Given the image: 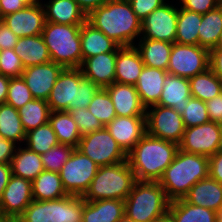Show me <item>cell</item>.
I'll return each mask as SVG.
<instances>
[{"mask_svg":"<svg viewBox=\"0 0 222 222\" xmlns=\"http://www.w3.org/2000/svg\"><path fill=\"white\" fill-rule=\"evenodd\" d=\"M178 150L179 145L145 133L127 154V161L137 181H159Z\"/></svg>","mask_w":222,"mask_h":222,"instance_id":"6da1fadb","label":"cell"},{"mask_svg":"<svg viewBox=\"0 0 222 222\" xmlns=\"http://www.w3.org/2000/svg\"><path fill=\"white\" fill-rule=\"evenodd\" d=\"M87 22L120 46H134L135 38L141 36V21L130 2H106L87 15Z\"/></svg>","mask_w":222,"mask_h":222,"instance_id":"7a4b0ae2","label":"cell"},{"mask_svg":"<svg viewBox=\"0 0 222 222\" xmlns=\"http://www.w3.org/2000/svg\"><path fill=\"white\" fill-rule=\"evenodd\" d=\"M209 176V158L178 150L158 183L170 201L183 198L198 181Z\"/></svg>","mask_w":222,"mask_h":222,"instance_id":"3957f363","label":"cell"},{"mask_svg":"<svg viewBox=\"0 0 222 222\" xmlns=\"http://www.w3.org/2000/svg\"><path fill=\"white\" fill-rule=\"evenodd\" d=\"M170 200L158 181H136L124 200L125 219L154 222L168 212Z\"/></svg>","mask_w":222,"mask_h":222,"instance_id":"277c9868","label":"cell"},{"mask_svg":"<svg viewBox=\"0 0 222 222\" xmlns=\"http://www.w3.org/2000/svg\"><path fill=\"white\" fill-rule=\"evenodd\" d=\"M80 28L81 25H64L46 21L41 35L48 47L52 62L63 68L81 67Z\"/></svg>","mask_w":222,"mask_h":222,"instance_id":"5b68a950","label":"cell"},{"mask_svg":"<svg viewBox=\"0 0 222 222\" xmlns=\"http://www.w3.org/2000/svg\"><path fill=\"white\" fill-rule=\"evenodd\" d=\"M136 181L127 160L118 164L100 166L83 198L86 201L125 200Z\"/></svg>","mask_w":222,"mask_h":222,"instance_id":"8992f818","label":"cell"},{"mask_svg":"<svg viewBox=\"0 0 222 222\" xmlns=\"http://www.w3.org/2000/svg\"><path fill=\"white\" fill-rule=\"evenodd\" d=\"M84 198L67 195L48 201L33 200L18 222H82Z\"/></svg>","mask_w":222,"mask_h":222,"instance_id":"52a82bcc","label":"cell"},{"mask_svg":"<svg viewBox=\"0 0 222 222\" xmlns=\"http://www.w3.org/2000/svg\"><path fill=\"white\" fill-rule=\"evenodd\" d=\"M98 169L95 162L75 148L59 172L66 193L83 197Z\"/></svg>","mask_w":222,"mask_h":222,"instance_id":"ba28073f","label":"cell"},{"mask_svg":"<svg viewBox=\"0 0 222 222\" xmlns=\"http://www.w3.org/2000/svg\"><path fill=\"white\" fill-rule=\"evenodd\" d=\"M77 149L99 167L127 160V154L117 144L106 127L82 136Z\"/></svg>","mask_w":222,"mask_h":222,"instance_id":"9c48e42d","label":"cell"},{"mask_svg":"<svg viewBox=\"0 0 222 222\" xmlns=\"http://www.w3.org/2000/svg\"><path fill=\"white\" fill-rule=\"evenodd\" d=\"M210 50L199 45L173 43L167 72L182 78L201 74L209 69Z\"/></svg>","mask_w":222,"mask_h":222,"instance_id":"30bf717a","label":"cell"},{"mask_svg":"<svg viewBox=\"0 0 222 222\" xmlns=\"http://www.w3.org/2000/svg\"><path fill=\"white\" fill-rule=\"evenodd\" d=\"M149 108L146 109V133L179 145L185 132L179 112L171 107L159 105Z\"/></svg>","mask_w":222,"mask_h":222,"instance_id":"8fae6325","label":"cell"},{"mask_svg":"<svg viewBox=\"0 0 222 222\" xmlns=\"http://www.w3.org/2000/svg\"><path fill=\"white\" fill-rule=\"evenodd\" d=\"M220 143L219 123L209 121L198 126L185 128L179 149L209 158L220 150Z\"/></svg>","mask_w":222,"mask_h":222,"instance_id":"7c38bea8","label":"cell"},{"mask_svg":"<svg viewBox=\"0 0 222 222\" xmlns=\"http://www.w3.org/2000/svg\"><path fill=\"white\" fill-rule=\"evenodd\" d=\"M164 3L141 22L140 38L176 42L178 8ZM143 35V36H142Z\"/></svg>","mask_w":222,"mask_h":222,"instance_id":"4fadbf2b","label":"cell"},{"mask_svg":"<svg viewBox=\"0 0 222 222\" xmlns=\"http://www.w3.org/2000/svg\"><path fill=\"white\" fill-rule=\"evenodd\" d=\"M83 77L80 68H63L47 100L51 112L74 109L79 81Z\"/></svg>","mask_w":222,"mask_h":222,"instance_id":"5bb4252c","label":"cell"},{"mask_svg":"<svg viewBox=\"0 0 222 222\" xmlns=\"http://www.w3.org/2000/svg\"><path fill=\"white\" fill-rule=\"evenodd\" d=\"M19 38L41 35L46 23L43 3L25 7L0 19Z\"/></svg>","mask_w":222,"mask_h":222,"instance_id":"9a60e30c","label":"cell"},{"mask_svg":"<svg viewBox=\"0 0 222 222\" xmlns=\"http://www.w3.org/2000/svg\"><path fill=\"white\" fill-rule=\"evenodd\" d=\"M32 201V181L11 175L0 199L4 215L9 220H17Z\"/></svg>","mask_w":222,"mask_h":222,"instance_id":"2e32d148","label":"cell"},{"mask_svg":"<svg viewBox=\"0 0 222 222\" xmlns=\"http://www.w3.org/2000/svg\"><path fill=\"white\" fill-rule=\"evenodd\" d=\"M62 70L63 67L61 65L50 61L44 64L26 67L22 73V78L26 82L34 99L47 101Z\"/></svg>","mask_w":222,"mask_h":222,"instance_id":"e0dca14e","label":"cell"},{"mask_svg":"<svg viewBox=\"0 0 222 222\" xmlns=\"http://www.w3.org/2000/svg\"><path fill=\"white\" fill-rule=\"evenodd\" d=\"M105 127L128 154L146 133V116H116Z\"/></svg>","mask_w":222,"mask_h":222,"instance_id":"ac0fdd59","label":"cell"},{"mask_svg":"<svg viewBox=\"0 0 222 222\" xmlns=\"http://www.w3.org/2000/svg\"><path fill=\"white\" fill-rule=\"evenodd\" d=\"M105 89L113 102L116 116H146V108L134 85L113 82Z\"/></svg>","mask_w":222,"mask_h":222,"instance_id":"d6986e66","label":"cell"},{"mask_svg":"<svg viewBox=\"0 0 222 222\" xmlns=\"http://www.w3.org/2000/svg\"><path fill=\"white\" fill-rule=\"evenodd\" d=\"M116 52L98 54L86 58L80 67L83 76L100 88H105L115 82Z\"/></svg>","mask_w":222,"mask_h":222,"instance_id":"ffe728a7","label":"cell"},{"mask_svg":"<svg viewBox=\"0 0 222 222\" xmlns=\"http://www.w3.org/2000/svg\"><path fill=\"white\" fill-rule=\"evenodd\" d=\"M143 67L135 46H121L116 52L115 82L135 86Z\"/></svg>","mask_w":222,"mask_h":222,"instance_id":"44dd1931","label":"cell"},{"mask_svg":"<svg viewBox=\"0 0 222 222\" xmlns=\"http://www.w3.org/2000/svg\"><path fill=\"white\" fill-rule=\"evenodd\" d=\"M183 199L218 212L222 207V184L208 176L194 184Z\"/></svg>","mask_w":222,"mask_h":222,"instance_id":"7402d4cb","label":"cell"},{"mask_svg":"<svg viewBox=\"0 0 222 222\" xmlns=\"http://www.w3.org/2000/svg\"><path fill=\"white\" fill-rule=\"evenodd\" d=\"M163 83L162 94L157 105L171 107L181 115L188 105V99L192 97L189 79L168 73Z\"/></svg>","mask_w":222,"mask_h":222,"instance_id":"603a6c76","label":"cell"},{"mask_svg":"<svg viewBox=\"0 0 222 222\" xmlns=\"http://www.w3.org/2000/svg\"><path fill=\"white\" fill-rule=\"evenodd\" d=\"M167 74L168 72L163 69L144 65L135 87L141 103L146 109L158 104L163 90V82Z\"/></svg>","mask_w":222,"mask_h":222,"instance_id":"cb8c5ba5","label":"cell"},{"mask_svg":"<svg viewBox=\"0 0 222 222\" xmlns=\"http://www.w3.org/2000/svg\"><path fill=\"white\" fill-rule=\"evenodd\" d=\"M124 218V200H85L83 203L82 222H120Z\"/></svg>","mask_w":222,"mask_h":222,"instance_id":"d4e9b609","label":"cell"},{"mask_svg":"<svg viewBox=\"0 0 222 222\" xmlns=\"http://www.w3.org/2000/svg\"><path fill=\"white\" fill-rule=\"evenodd\" d=\"M82 62L86 58L97 56L98 54L117 52L121 47L113 39L107 37L103 32L94 28L87 21L80 28Z\"/></svg>","mask_w":222,"mask_h":222,"instance_id":"484cf974","label":"cell"},{"mask_svg":"<svg viewBox=\"0 0 222 222\" xmlns=\"http://www.w3.org/2000/svg\"><path fill=\"white\" fill-rule=\"evenodd\" d=\"M43 6L47 22L82 25L87 21V15L75 0H49Z\"/></svg>","mask_w":222,"mask_h":222,"instance_id":"4316f807","label":"cell"},{"mask_svg":"<svg viewBox=\"0 0 222 222\" xmlns=\"http://www.w3.org/2000/svg\"><path fill=\"white\" fill-rule=\"evenodd\" d=\"M14 51L20 57L25 68L51 61L48 47L42 35L19 38Z\"/></svg>","mask_w":222,"mask_h":222,"instance_id":"83f0119b","label":"cell"},{"mask_svg":"<svg viewBox=\"0 0 222 222\" xmlns=\"http://www.w3.org/2000/svg\"><path fill=\"white\" fill-rule=\"evenodd\" d=\"M138 50L145 66L167 71L173 44L167 41L139 38Z\"/></svg>","mask_w":222,"mask_h":222,"instance_id":"f1b7e54d","label":"cell"},{"mask_svg":"<svg viewBox=\"0 0 222 222\" xmlns=\"http://www.w3.org/2000/svg\"><path fill=\"white\" fill-rule=\"evenodd\" d=\"M12 175L33 181L44 171L41 155L29 150L27 147L16 148L15 154L10 162Z\"/></svg>","mask_w":222,"mask_h":222,"instance_id":"f546056e","label":"cell"},{"mask_svg":"<svg viewBox=\"0 0 222 222\" xmlns=\"http://www.w3.org/2000/svg\"><path fill=\"white\" fill-rule=\"evenodd\" d=\"M67 195L58 172L44 170L32 181L33 200H56Z\"/></svg>","mask_w":222,"mask_h":222,"instance_id":"4dcf8cb0","label":"cell"},{"mask_svg":"<svg viewBox=\"0 0 222 222\" xmlns=\"http://www.w3.org/2000/svg\"><path fill=\"white\" fill-rule=\"evenodd\" d=\"M168 212L175 222H217V212L190 204L183 198L170 201Z\"/></svg>","mask_w":222,"mask_h":222,"instance_id":"1f68e13d","label":"cell"},{"mask_svg":"<svg viewBox=\"0 0 222 222\" xmlns=\"http://www.w3.org/2000/svg\"><path fill=\"white\" fill-rule=\"evenodd\" d=\"M49 124L54 130L59 144H68L78 147L81 135L79 128L70 113L67 111H52L49 115Z\"/></svg>","mask_w":222,"mask_h":222,"instance_id":"d6a6232c","label":"cell"},{"mask_svg":"<svg viewBox=\"0 0 222 222\" xmlns=\"http://www.w3.org/2000/svg\"><path fill=\"white\" fill-rule=\"evenodd\" d=\"M202 14L180 7L176 26V42L186 45H199V27Z\"/></svg>","mask_w":222,"mask_h":222,"instance_id":"836d02e7","label":"cell"},{"mask_svg":"<svg viewBox=\"0 0 222 222\" xmlns=\"http://www.w3.org/2000/svg\"><path fill=\"white\" fill-rule=\"evenodd\" d=\"M0 136L6 140L24 143L26 132L20 120L18 109L3 103L0 104Z\"/></svg>","mask_w":222,"mask_h":222,"instance_id":"e575fe53","label":"cell"},{"mask_svg":"<svg viewBox=\"0 0 222 222\" xmlns=\"http://www.w3.org/2000/svg\"><path fill=\"white\" fill-rule=\"evenodd\" d=\"M222 30V6L202 14V21L199 27V46L211 50L217 46Z\"/></svg>","mask_w":222,"mask_h":222,"instance_id":"d590c367","label":"cell"},{"mask_svg":"<svg viewBox=\"0 0 222 222\" xmlns=\"http://www.w3.org/2000/svg\"><path fill=\"white\" fill-rule=\"evenodd\" d=\"M191 96L201 101L213 99L222 92V80L209 68L189 79Z\"/></svg>","mask_w":222,"mask_h":222,"instance_id":"8d00e7d4","label":"cell"},{"mask_svg":"<svg viewBox=\"0 0 222 222\" xmlns=\"http://www.w3.org/2000/svg\"><path fill=\"white\" fill-rule=\"evenodd\" d=\"M21 123L25 132L42 126L49 121L51 113L49 104L45 100L33 99L18 109Z\"/></svg>","mask_w":222,"mask_h":222,"instance_id":"74e56055","label":"cell"},{"mask_svg":"<svg viewBox=\"0 0 222 222\" xmlns=\"http://www.w3.org/2000/svg\"><path fill=\"white\" fill-rule=\"evenodd\" d=\"M24 143L29 150L40 155L59 144L49 122L27 132Z\"/></svg>","mask_w":222,"mask_h":222,"instance_id":"f35d334b","label":"cell"},{"mask_svg":"<svg viewBox=\"0 0 222 222\" xmlns=\"http://www.w3.org/2000/svg\"><path fill=\"white\" fill-rule=\"evenodd\" d=\"M87 109L97 117L104 127L116 117L113 102L105 88H100L97 91Z\"/></svg>","mask_w":222,"mask_h":222,"instance_id":"ab89813d","label":"cell"},{"mask_svg":"<svg viewBox=\"0 0 222 222\" xmlns=\"http://www.w3.org/2000/svg\"><path fill=\"white\" fill-rule=\"evenodd\" d=\"M75 147L68 144H58L41 154L45 171L60 172L63 165L71 157Z\"/></svg>","mask_w":222,"mask_h":222,"instance_id":"60d3db41","label":"cell"},{"mask_svg":"<svg viewBox=\"0 0 222 222\" xmlns=\"http://www.w3.org/2000/svg\"><path fill=\"white\" fill-rule=\"evenodd\" d=\"M34 97L22 77L10 78L6 103L15 109L23 107Z\"/></svg>","mask_w":222,"mask_h":222,"instance_id":"b9f144b4","label":"cell"},{"mask_svg":"<svg viewBox=\"0 0 222 222\" xmlns=\"http://www.w3.org/2000/svg\"><path fill=\"white\" fill-rule=\"evenodd\" d=\"M181 116L185 128L198 126L210 121L205 102L193 97L188 99V105Z\"/></svg>","mask_w":222,"mask_h":222,"instance_id":"7bdbcfd3","label":"cell"},{"mask_svg":"<svg viewBox=\"0 0 222 222\" xmlns=\"http://www.w3.org/2000/svg\"><path fill=\"white\" fill-rule=\"evenodd\" d=\"M25 70L20 57L15 53L14 49L1 50L0 54V74L15 78L22 77Z\"/></svg>","mask_w":222,"mask_h":222,"instance_id":"ee69618b","label":"cell"},{"mask_svg":"<svg viewBox=\"0 0 222 222\" xmlns=\"http://www.w3.org/2000/svg\"><path fill=\"white\" fill-rule=\"evenodd\" d=\"M69 113L77 124L81 137L104 127L97 117H95L87 108L71 110Z\"/></svg>","mask_w":222,"mask_h":222,"instance_id":"f6af8a7d","label":"cell"},{"mask_svg":"<svg viewBox=\"0 0 222 222\" xmlns=\"http://www.w3.org/2000/svg\"><path fill=\"white\" fill-rule=\"evenodd\" d=\"M100 87L90 81L88 78L83 77L79 81V88L77 89L76 104L73 110L79 108H87L92 101L93 96L97 93Z\"/></svg>","mask_w":222,"mask_h":222,"instance_id":"bcb514c9","label":"cell"},{"mask_svg":"<svg viewBox=\"0 0 222 222\" xmlns=\"http://www.w3.org/2000/svg\"><path fill=\"white\" fill-rule=\"evenodd\" d=\"M164 3L165 0H130L133 12L141 22Z\"/></svg>","mask_w":222,"mask_h":222,"instance_id":"7dc6e473","label":"cell"},{"mask_svg":"<svg viewBox=\"0 0 222 222\" xmlns=\"http://www.w3.org/2000/svg\"><path fill=\"white\" fill-rule=\"evenodd\" d=\"M180 5L183 9L206 14L208 11L216 9L219 4L217 0H180Z\"/></svg>","mask_w":222,"mask_h":222,"instance_id":"c3c4849f","label":"cell"},{"mask_svg":"<svg viewBox=\"0 0 222 222\" xmlns=\"http://www.w3.org/2000/svg\"><path fill=\"white\" fill-rule=\"evenodd\" d=\"M40 0H0V19L8 14L34 5Z\"/></svg>","mask_w":222,"mask_h":222,"instance_id":"681fc988","label":"cell"},{"mask_svg":"<svg viewBox=\"0 0 222 222\" xmlns=\"http://www.w3.org/2000/svg\"><path fill=\"white\" fill-rule=\"evenodd\" d=\"M210 121L222 123V92L205 102Z\"/></svg>","mask_w":222,"mask_h":222,"instance_id":"f907efd6","label":"cell"},{"mask_svg":"<svg viewBox=\"0 0 222 222\" xmlns=\"http://www.w3.org/2000/svg\"><path fill=\"white\" fill-rule=\"evenodd\" d=\"M17 37L8 26L0 20V50L14 49L18 42Z\"/></svg>","mask_w":222,"mask_h":222,"instance_id":"816d5d0a","label":"cell"},{"mask_svg":"<svg viewBox=\"0 0 222 222\" xmlns=\"http://www.w3.org/2000/svg\"><path fill=\"white\" fill-rule=\"evenodd\" d=\"M209 176L222 184V151L209 157Z\"/></svg>","mask_w":222,"mask_h":222,"instance_id":"f5cc1de1","label":"cell"},{"mask_svg":"<svg viewBox=\"0 0 222 222\" xmlns=\"http://www.w3.org/2000/svg\"><path fill=\"white\" fill-rule=\"evenodd\" d=\"M16 145L13 141L0 136V163L10 164L17 148Z\"/></svg>","mask_w":222,"mask_h":222,"instance_id":"db71d44e","label":"cell"},{"mask_svg":"<svg viewBox=\"0 0 222 222\" xmlns=\"http://www.w3.org/2000/svg\"><path fill=\"white\" fill-rule=\"evenodd\" d=\"M209 68L222 80V47L210 50Z\"/></svg>","mask_w":222,"mask_h":222,"instance_id":"11a10c76","label":"cell"},{"mask_svg":"<svg viewBox=\"0 0 222 222\" xmlns=\"http://www.w3.org/2000/svg\"><path fill=\"white\" fill-rule=\"evenodd\" d=\"M12 175L11 165L0 163V199Z\"/></svg>","mask_w":222,"mask_h":222,"instance_id":"9f6ffc18","label":"cell"},{"mask_svg":"<svg viewBox=\"0 0 222 222\" xmlns=\"http://www.w3.org/2000/svg\"><path fill=\"white\" fill-rule=\"evenodd\" d=\"M80 8L88 15L91 11L104 5L106 0H75Z\"/></svg>","mask_w":222,"mask_h":222,"instance_id":"6f0895ef","label":"cell"},{"mask_svg":"<svg viewBox=\"0 0 222 222\" xmlns=\"http://www.w3.org/2000/svg\"><path fill=\"white\" fill-rule=\"evenodd\" d=\"M10 77L0 74V104L6 103Z\"/></svg>","mask_w":222,"mask_h":222,"instance_id":"680465c9","label":"cell"},{"mask_svg":"<svg viewBox=\"0 0 222 222\" xmlns=\"http://www.w3.org/2000/svg\"><path fill=\"white\" fill-rule=\"evenodd\" d=\"M154 222H175V221H174L172 215L169 212H167L163 216L156 219Z\"/></svg>","mask_w":222,"mask_h":222,"instance_id":"91938a15","label":"cell"},{"mask_svg":"<svg viewBox=\"0 0 222 222\" xmlns=\"http://www.w3.org/2000/svg\"><path fill=\"white\" fill-rule=\"evenodd\" d=\"M9 219L4 215L2 208L0 206V222H7Z\"/></svg>","mask_w":222,"mask_h":222,"instance_id":"94428289","label":"cell"},{"mask_svg":"<svg viewBox=\"0 0 222 222\" xmlns=\"http://www.w3.org/2000/svg\"><path fill=\"white\" fill-rule=\"evenodd\" d=\"M108 3H124V2H130V0H106Z\"/></svg>","mask_w":222,"mask_h":222,"instance_id":"6125c7cd","label":"cell"},{"mask_svg":"<svg viewBox=\"0 0 222 222\" xmlns=\"http://www.w3.org/2000/svg\"><path fill=\"white\" fill-rule=\"evenodd\" d=\"M217 222H222V207L217 212Z\"/></svg>","mask_w":222,"mask_h":222,"instance_id":"be15d7a7","label":"cell"},{"mask_svg":"<svg viewBox=\"0 0 222 222\" xmlns=\"http://www.w3.org/2000/svg\"><path fill=\"white\" fill-rule=\"evenodd\" d=\"M216 47H222V30H221V33H220V36H219V39H218Z\"/></svg>","mask_w":222,"mask_h":222,"instance_id":"e7e4bbea","label":"cell"},{"mask_svg":"<svg viewBox=\"0 0 222 222\" xmlns=\"http://www.w3.org/2000/svg\"><path fill=\"white\" fill-rule=\"evenodd\" d=\"M219 126H220V131H221V143H220V150L219 151H222V123H220Z\"/></svg>","mask_w":222,"mask_h":222,"instance_id":"03108f58","label":"cell"},{"mask_svg":"<svg viewBox=\"0 0 222 222\" xmlns=\"http://www.w3.org/2000/svg\"><path fill=\"white\" fill-rule=\"evenodd\" d=\"M218 4L222 6V0H217Z\"/></svg>","mask_w":222,"mask_h":222,"instance_id":"003e7915","label":"cell"},{"mask_svg":"<svg viewBox=\"0 0 222 222\" xmlns=\"http://www.w3.org/2000/svg\"><path fill=\"white\" fill-rule=\"evenodd\" d=\"M120 222H130L128 220H126L125 218L123 220H121Z\"/></svg>","mask_w":222,"mask_h":222,"instance_id":"a7ac6f4b","label":"cell"},{"mask_svg":"<svg viewBox=\"0 0 222 222\" xmlns=\"http://www.w3.org/2000/svg\"><path fill=\"white\" fill-rule=\"evenodd\" d=\"M7 222H18L17 220H8Z\"/></svg>","mask_w":222,"mask_h":222,"instance_id":"89a4df30","label":"cell"}]
</instances>
